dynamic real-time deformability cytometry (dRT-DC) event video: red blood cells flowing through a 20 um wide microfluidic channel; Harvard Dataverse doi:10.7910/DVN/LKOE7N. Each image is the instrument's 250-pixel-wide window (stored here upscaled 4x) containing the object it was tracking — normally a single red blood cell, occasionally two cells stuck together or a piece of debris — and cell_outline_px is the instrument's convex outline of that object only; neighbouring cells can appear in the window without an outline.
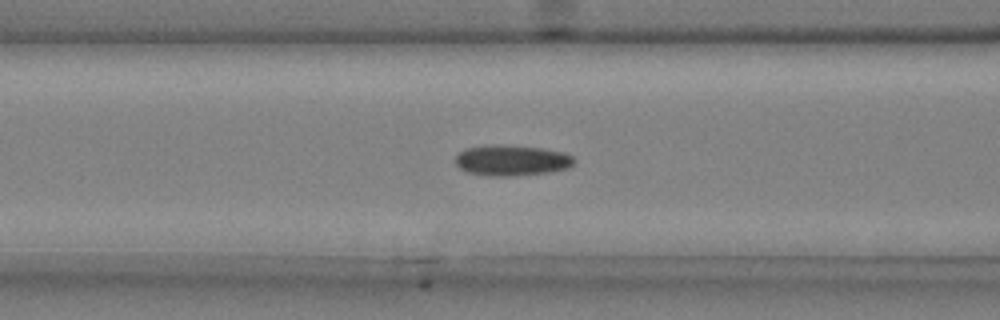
{"species": "common noctule bat (a hibernating species)", "species_latin": "Nyctalus noctula", "temperature_condition": "cold", "stored_images_in_passage": 40, "camera_frame_rate_fps": 3000, "um_per_image_px": 0.085, "animal": {"sex": "male", "body_mass_g": 20.4}, "frame": {"image": 1, "passage_image": 12, "time_ms": 3.667, "image_size_px": [1000, 320], "cell_outline_px": [[576, 160], [568, 168], [548, 172], [512, 176], [488, 176], [468, 172], [460, 168], [456, 164], [456, 156], [464, 148], [492, 144], [500, 144], [544, 148], [564, 152], [572, 156]], "centroid_in_image_um": [43.49, 13.62], "position_along_channel_um": 123.1, "area_um2": 21.39}}
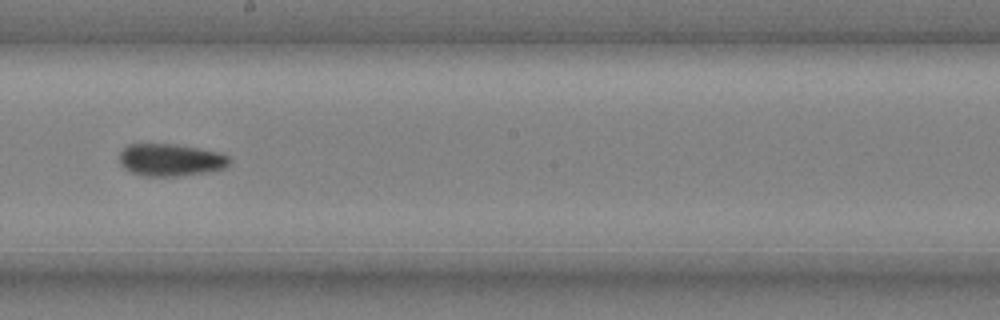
{"frame": {"image": 2, "passage_image": 21, "time_ms": 6.667, "image_size_px": [1000, 320], "cell_outline_px": [[232, 160], [224, 168], [204, 172], [180, 176], [144, 176], [132, 172], [124, 168], [120, 164], [120, 152], [128, 144], [176, 144], [220, 152], [228, 156]], "centroid_in_image_um": [14.5, 13.59], "position_along_channel_um": 233.7, "area_um2": 20.69}}
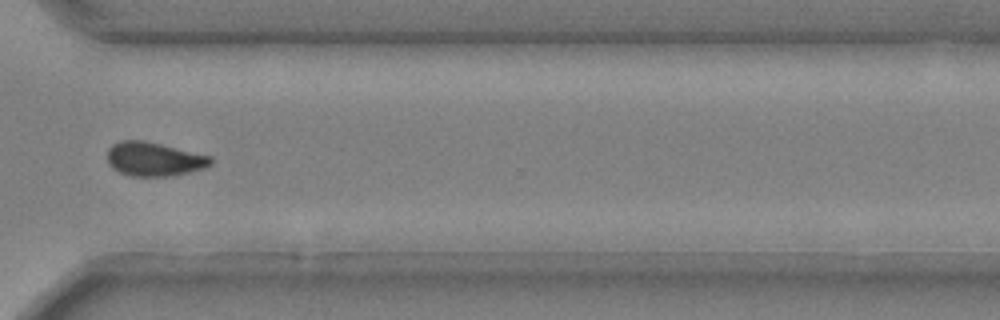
{"frame": {"image": 3, "passage_image": 31, "time_ms": 10.0, "image_size_px": [1000, 320], "cell_outline_px": [[212, 164], [204, 168], [172, 176], [132, 176], [120, 172], [112, 168], [108, 164], [108, 148], [112, 144], [120, 140], [144, 140], [212, 156]], "centroid_in_image_um": [13.09, 13.52], "position_along_channel_um": 357.5, "area_um2": 20.52}, "authors_computed_cell_mechanics": {"area_um2": 20.9236, "velocity_mm_per_s": 3.6939, "shape_relaxation_time_tau1_ms": 9.4848, "shape_relaxation_time_tau2_ms": 7.214, "deformation_change_tau1": 0.1743, "deformation_change_tau2": 0.1134}}